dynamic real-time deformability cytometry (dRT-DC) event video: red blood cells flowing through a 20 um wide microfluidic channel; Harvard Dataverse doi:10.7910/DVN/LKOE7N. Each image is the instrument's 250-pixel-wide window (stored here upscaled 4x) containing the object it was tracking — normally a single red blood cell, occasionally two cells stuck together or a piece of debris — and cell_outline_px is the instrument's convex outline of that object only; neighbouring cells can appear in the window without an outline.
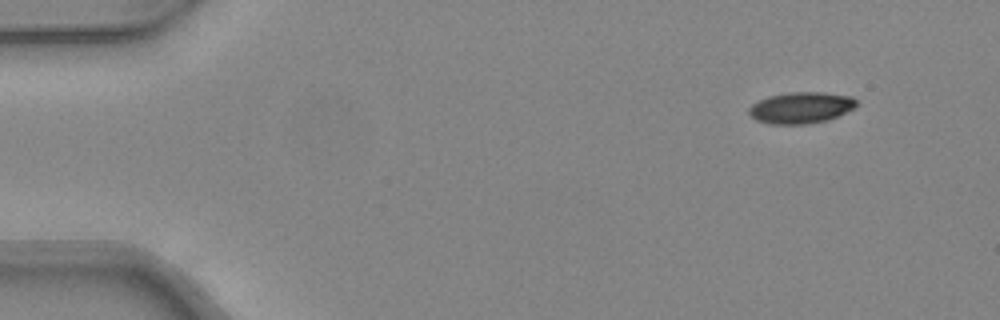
{"species": "common noctule bat (a hibernating species)", "species_latin": "Nyctalus noctula", "temperature_condition": "warm", "stored_images_in_passage": 44, "camera_frame_rate_fps": 3000, "um_per_image_px": 0.085, "animal": {"sex": "female", "body_mass_g": 24.6, "forearm_length_mm": 56.2}, "frame": {"image": 1, "passage_image": 1, "time_ms": 0.0, "image_size_px": [1000, 320], "cell_outline_px": [[856, 104], [852, 108], [828, 120], [808, 124], [768, 124], [756, 120], [748, 112], [748, 108], [752, 104], [768, 96], [788, 92], [824, 92], [852, 96], [856, 100]], "centroid_in_image_um": [68.05, 9.15], "position_along_channel_um": 17.0, "area_um2": 19.59}}
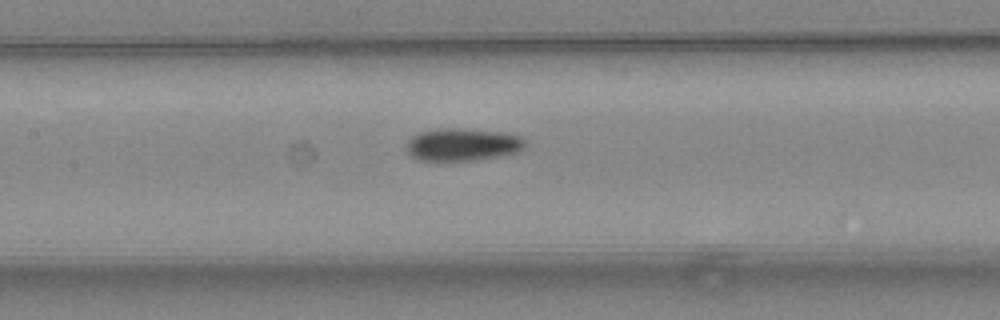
{"frame": {"image": 2, "passage_image": 19, "time_ms": 6.0, "image_size_px": [1000, 320], "cell_outline_px": [[528, 144], [524, 148], [516, 152], [500, 156], [476, 160], [420, 160], [412, 156], [408, 152], [408, 140], [412, 136], [420, 132], [440, 128], [460, 128], [504, 132], [520, 136]], "centroid_in_image_um": [39.36, 12.27], "position_along_channel_um": 168.0, "area_um2": 22.48}}
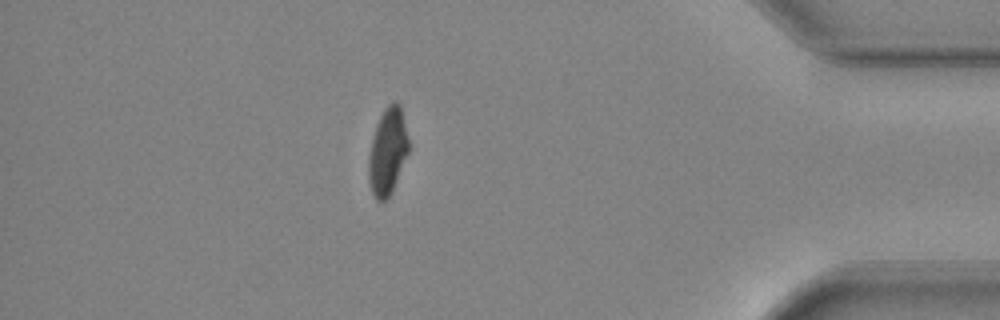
{"frame": {"image": 3, "passage_image": 38, "time_ms": 12.333, "image_size_px": [1000, 320], "cell_outline_px": [[408, 152], [392, 188], [388, 196], [384, 200], [376, 200], [372, 192], [368, 180], [368, 156], [372, 136], [376, 124], [384, 108], [388, 104], [396, 100], [400, 104], [408, 140]], "centroid_in_image_um": [32.91, 12.82], "position_along_channel_um": 402.3, "area_um2": 19.88}, "authors_computed_cell_mechanics": {"area_um2": 21.386, "velocity_mm_per_s": 4.3544, "shape_relaxation_time_tau1_ms": 5.9867, "shape_relaxation_time_tau2_ms": 4.6318, "deformation_change_tau1": 0.1534, "deformation_change_tau2": 0.0801}}